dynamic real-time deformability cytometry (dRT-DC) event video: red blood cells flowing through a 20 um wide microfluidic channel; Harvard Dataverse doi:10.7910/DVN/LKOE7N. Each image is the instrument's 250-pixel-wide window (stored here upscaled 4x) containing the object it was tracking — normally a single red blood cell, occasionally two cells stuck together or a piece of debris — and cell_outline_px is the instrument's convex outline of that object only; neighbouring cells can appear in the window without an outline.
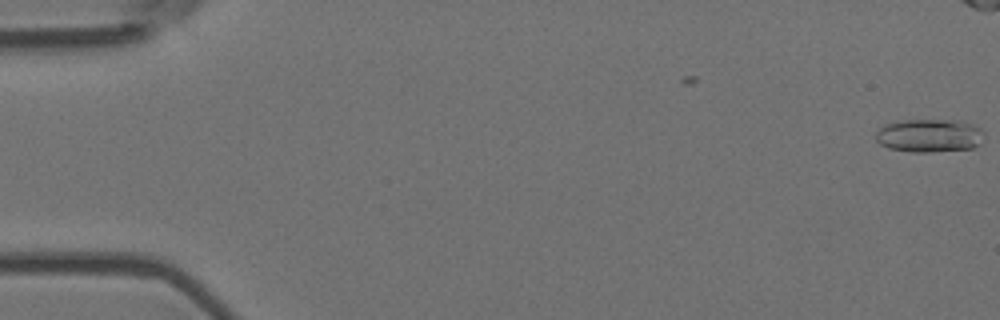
{"species": "Egyptian fruit bat (a non-hibernating species)", "species_latin": "Rousettus aegyptiacus", "temperature_condition": "room temperature", "stored_images_in_passage": 2, "camera_frame_rate_fps": 3000, "um_per_image_px": 0.085, "animal": {"sex": "female"}, "frame": {"image": 1, "passage_image": 2, "time_ms": 0.333, "image_size_px": [1000, 320], "cell_outline_px": [[984, 136], [980, 144], [972, 148], [932, 152], [912, 152], [888, 148], [880, 144], [876, 140], [876, 132], [884, 124], [900, 120], [960, 120], [976, 124], [984, 132]], "centroid_in_image_um": [79.02, 11.51], "position_along_channel_um": 6.0, "area_um2": 21.33}}